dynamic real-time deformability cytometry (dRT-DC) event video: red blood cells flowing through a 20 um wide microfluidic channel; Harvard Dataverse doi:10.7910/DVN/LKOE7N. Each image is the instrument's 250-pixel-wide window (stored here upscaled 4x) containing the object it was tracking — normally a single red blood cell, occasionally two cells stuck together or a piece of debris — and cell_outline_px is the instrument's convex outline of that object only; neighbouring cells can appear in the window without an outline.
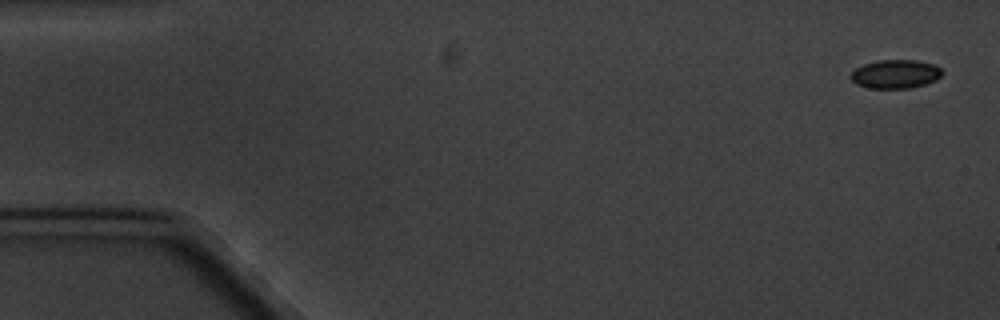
{"species": "common noctule bat (a hibernating species)", "species_latin": "Nyctalus noctula", "temperature_condition": "cold", "stored_images_in_passage": 7, "camera_frame_rate_fps": 3000, "um_per_image_px": 0.085, "animal": {"sex": "male", "body_mass_g": 20.1, "forearm_length_mm": 53.5}, "frame": {"image": 1, "passage_image": 1, "time_ms": 0.0, "image_size_px": [1000, 320], "cell_outline_px": [[944, 72], [936, 80], [924, 84], [908, 88], [868, 88], [856, 84], [848, 76], [856, 68], [864, 64], [876, 60], [916, 60], [932, 64], [940, 68]], "centroid_in_image_um": [76.09, 6.29], "position_along_channel_um": 8.9, "area_um2": 15.26}}
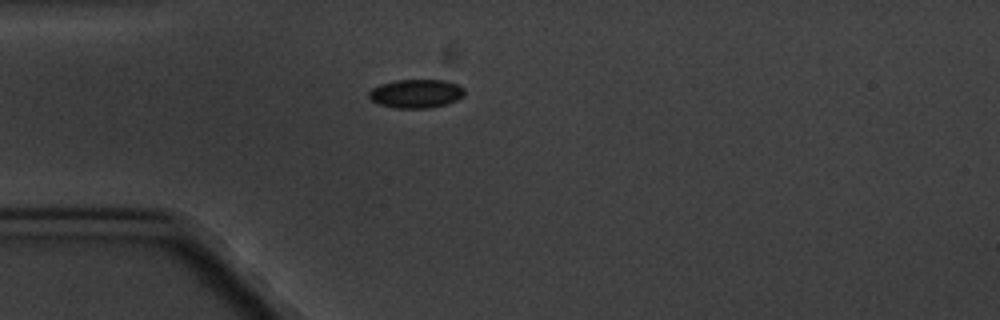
{"frame": {"image": 2, "passage_image": 5, "time_ms": 4.667, "image_size_px": [1000, 320], "cell_outline_px": [[464, 96], [456, 100], [444, 104], [428, 108], [396, 108], [380, 104], [372, 100], [368, 96], [368, 92], [372, 88], [380, 84], [396, 80], [444, 80], [456, 84], [464, 88]], "centroid_in_image_um": [35.35, 7.95], "position_along_channel_um": 49.6, "area_um2": 15.84}}